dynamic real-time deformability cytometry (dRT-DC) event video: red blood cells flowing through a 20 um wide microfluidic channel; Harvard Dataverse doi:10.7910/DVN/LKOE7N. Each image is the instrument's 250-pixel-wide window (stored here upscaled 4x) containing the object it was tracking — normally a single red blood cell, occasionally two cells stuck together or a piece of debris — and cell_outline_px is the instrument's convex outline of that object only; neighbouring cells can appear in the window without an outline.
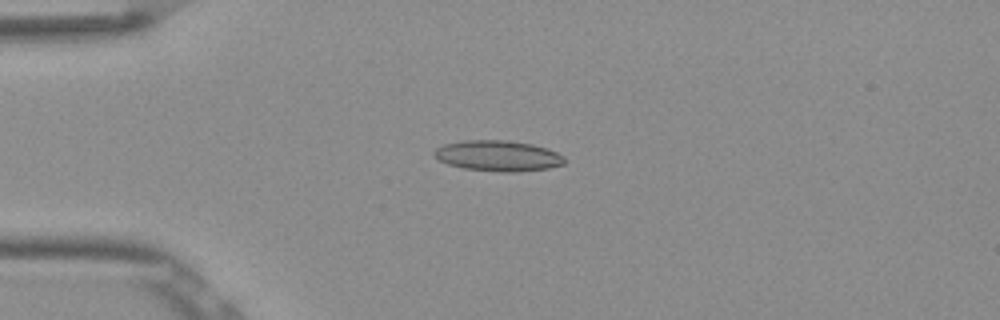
{"species": "Egyptian fruit bat (a non-hibernating species)", "species_latin": "Rousettus aegyptiacus", "temperature_condition": "room temperature", "stored_images_in_passage": 40, "camera_frame_rate_fps": 3000, "um_per_image_px": 0.085, "frame": {"image": 1, "passage_image": 1, "time_ms": 0.0, "image_size_px": [1000, 320], "cell_outline_px": [[564, 164], [548, 168], [516, 172], [504, 172], [464, 168], [448, 164], [432, 156], [432, 152], [436, 148], [444, 144], [464, 140], [504, 140], [532, 144], [548, 148], [564, 156]], "centroid_in_image_um": [42.31, 13.24], "position_along_channel_um": 42.7, "area_um2": 23.29}}
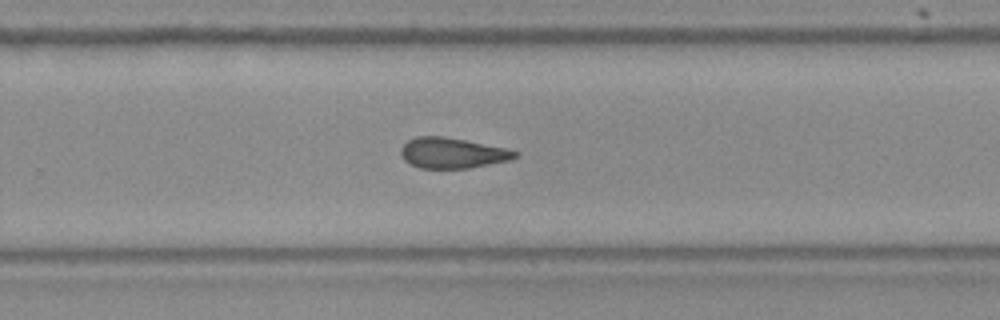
{"frame": {"image": 2, "passage_image": 22, "time_ms": 7.0, "image_size_px": [1000, 320], "cell_outline_px": [[520, 152], [512, 160], [468, 168], [420, 168], [408, 164], [404, 160], [400, 152], [400, 148], [408, 140], [416, 136], [444, 136], [508, 148]], "centroid_in_image_um": [38.45, 13.0], "position_along_channel_um": 291.3, "area_um2": 20.52}}
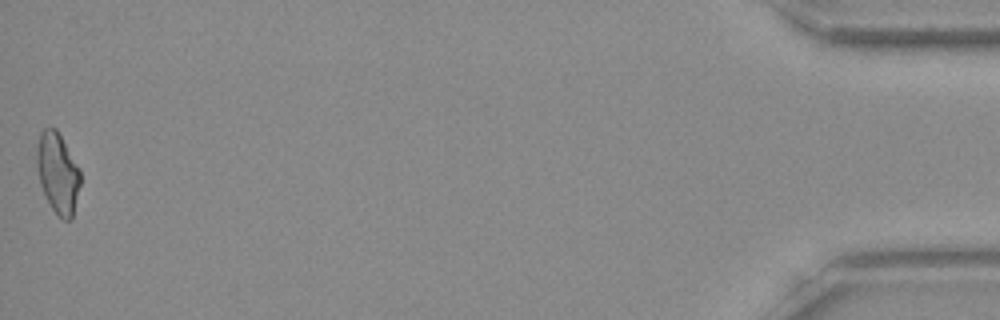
{"frame": {"image": 3, "passage_image": 40, "time_ms": 13.0, "image_size_px": [1000, 320], "cell_outline_px": [[80, 184], [72, 220], [64, 220], [52, 208], [40, 184], [36, 164], [36, 148], [40, 132], [44, 128], [56, 128], [80, 168]], "centroid_in_image_um": [4.91, 14.68], "position_along_channel_um": 430.3, "area_um2": 20.4}, "authors_computed_cell_mechanics": {"area_um2": 20.7213, "velocity_mm_per_s": 3.8959, "shape_relaxation_time_tau1_ms": null, "shape_relaxation_time_tau2_ms": 5.4975, "deformation_change_tau1": null, "deformation_change_tau2": 0.1534}}